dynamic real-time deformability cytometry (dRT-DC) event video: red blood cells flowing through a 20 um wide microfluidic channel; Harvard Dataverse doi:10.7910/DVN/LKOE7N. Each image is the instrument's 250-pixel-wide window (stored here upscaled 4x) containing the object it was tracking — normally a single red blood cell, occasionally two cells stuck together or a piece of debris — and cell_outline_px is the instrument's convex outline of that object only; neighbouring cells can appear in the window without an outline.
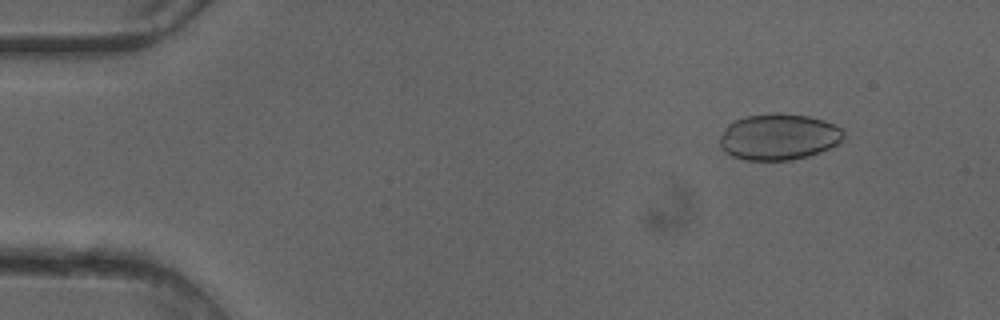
{"species": "common noctule bat (a hibernating species)", "species_latin": "Nyctalus noctula", "temperature_condition": "cold", "stored_images_in_passage": 50, "camera_frame_rate_fps": 3000, "um_per_image_px": 0.085, "animal": {"sex": "female"}, "frame": {"image": 1, "passage_image": 6, "time_ms": 1.667, "image_size_px": [1000, 320], "cell_outline_px": [[848, 136], [840, 144], [820, 152], [808, 156], [792, 160], [744, 160], [732, 156], [724, 152], [720, 148], [720, 136], [724, 128], [728, 124], [744, 116], [772, 112], [780, 112], [808, 116], [824, 120], [840, 128]], "centroid_in_image_um": [66.2, 11.63], "position_along_channel_um": 18.8, "area_um2": 33.99}}
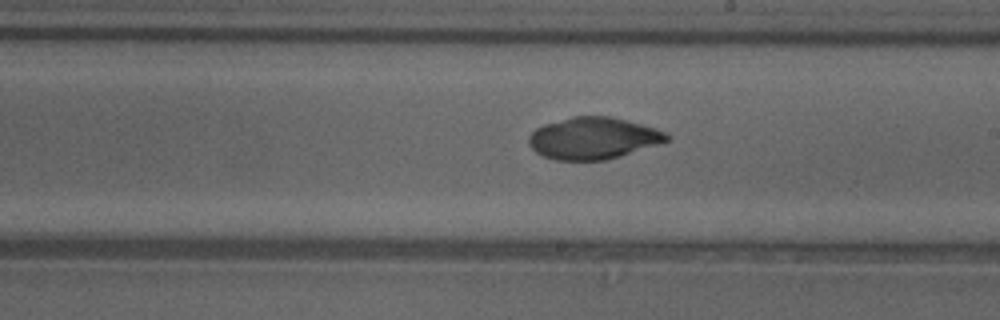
{"frame": {"image": 2, "passage_image": 29, "time_ms": 9.333, "image_size_px": [1000, 320], "cell_outline_px": [[672, 140], [620, 156], [604, 160], [556, 160], [544, 156], [536, 152], [528, 144], [528, 136], [536, 128], [544, 124], [572, 116], [612, 116], [628, 120], [656, 128], [672, 136]], "centroid_in_image_um": [50.45, 11.74], "position_along_channel_um": 238.6, "area_um2": 33.81}}
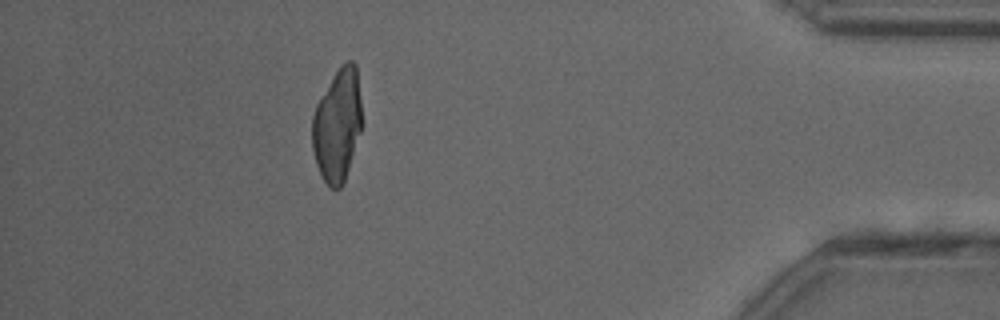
{"frame": {"image": 3, "passage_image": 45, "time_ms": 14.667, "image_size_px": [1000, 320], "cell_outline_px": [[360, 132], [344, 184], [340, 188], [332, 188], [324, 180], [316, 164], [312, 148], [312, 116], [316, 104], [340, 64], [348, 60], [352, 60], [356, 64], [360, 100]], "centroid_in_image_um": [28.66, 10.63], "position_along_channel_um": 406.5, "area_um2": 32.37}}